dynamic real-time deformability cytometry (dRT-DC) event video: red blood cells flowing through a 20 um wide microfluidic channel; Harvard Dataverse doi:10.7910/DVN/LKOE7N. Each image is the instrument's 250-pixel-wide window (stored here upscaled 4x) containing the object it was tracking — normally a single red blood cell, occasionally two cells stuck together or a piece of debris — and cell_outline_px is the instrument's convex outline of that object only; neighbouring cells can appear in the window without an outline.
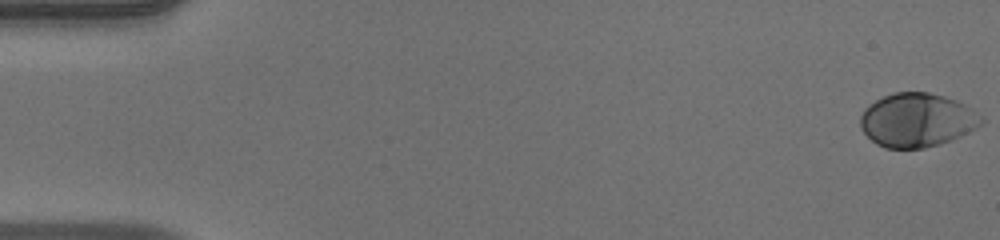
{"species": "human", "species_latin": "Homo sapiens", "temperature_condition": "warm", "stored_images_in_passage": 46, "camera_frame_rate_fps": 3000, "um_per_image_px": 0.085, "donor": {"sex": "male"}, "frame": {"image": 1, "passage_image": 1, "time_ms": 0.0, "image_size_px": [1000, 240], "cell_outline_px": [[984, 124], [960, 136], [924, 148], [884, 148], [876, 144], [860, 128], [860, 116], [864, 108], [868, 104], [892, 92], [928, 92], [944, 96], [956, 100], [972, 108], [984, 116]], "centroid_in_image_um": [77.95, 10.19], "position_along_channel_um": 7.1, "area_um2": 38.09}}
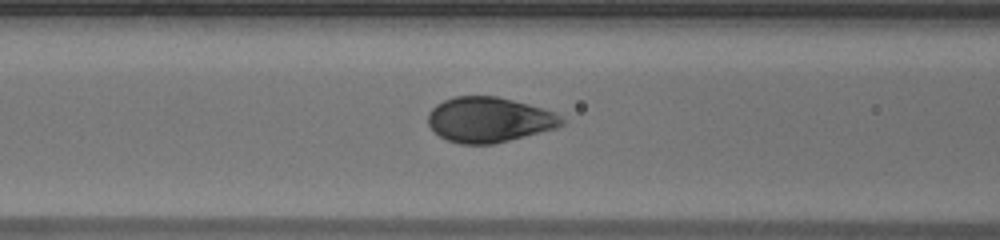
{"frame": {"image": 2, "passage_image": 22, "time_ms": 7.0, "image_size_px": [1000, 240], "cell_outline_px": [[564, 124], [556, 128], [492, 144], [460, 144], [448, 140], [440, 136], [428, 124], [428, 112], [436, 104], [444, 100], [456, 96], [496, 96], [528, 104], [556, 112], [564, 120]], "centroid_in_image_um": [41.57, 10.17], "position_along_channel_um": 125.0, "area_um2": 34.97}}
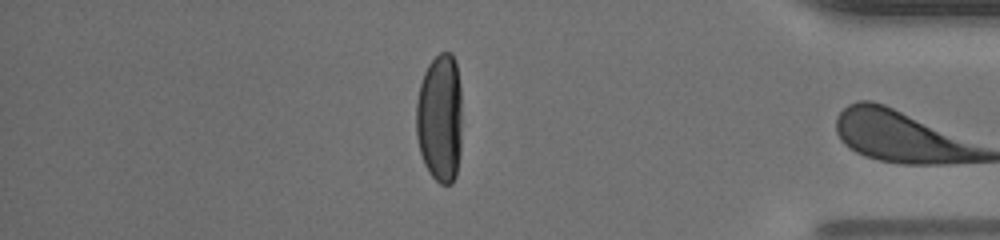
{"frame": {"image": 3, "passage_image": 45, "time_ms": 14.667, "image_size_px": [1000, 240], "cell_outline_px": [[460, 152], [456, 176], [452, 184], [440, 184], [428, 172], [424, 164], [420, 152], [416, 136], [416, 104], [420, 84], [424, 72], [428, 64], [440, 52], [452, 52], [456, 60], [460, 84]], "centroid_in_image_um": [37.38, 10.03], "position_along_channel_um": 397.8, "area_um2": 34.74}, "authors_computed_cell_mechanics": {"area_um2": 37.1365, "velocity_mm_per_s": 3.9701, "shape_relaxation_time_tau1_ms": 3.3252, "shape_relaxation_time_tau2_ms": null, "deformation_change_tau1": 0.1874, "deformation_change_tau2": null}}